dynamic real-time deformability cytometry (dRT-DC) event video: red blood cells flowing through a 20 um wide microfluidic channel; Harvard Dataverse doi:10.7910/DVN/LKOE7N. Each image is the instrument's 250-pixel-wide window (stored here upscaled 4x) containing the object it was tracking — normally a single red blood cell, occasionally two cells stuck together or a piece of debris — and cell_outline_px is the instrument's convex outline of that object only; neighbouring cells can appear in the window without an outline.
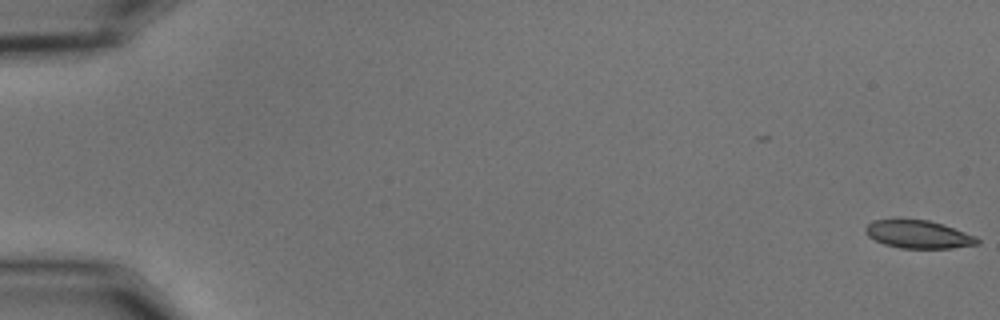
{"species": "common noctule bat (a hibernating species)", "species_latin": "Nyctalus noctula", "temperature_condition": "cold", "stored_images_in_passage": 18, "camera_frame_rate_fps": 3000, "um_per_image_px": 0.085, "animal": {"sex": "male", "body_mass_g": 15.6}, "frame": {"image": 1, "passage_image": 1, "time_ms": 0.0, "image_size_px": [1000, 320], "cell_outline_px": [[980, 244], [952, 248], [900, 248], [884, 244], [868, 236], [864, 232], [864, 228], [872, 220], [900, 216], [928, 220], [944, 224], [976, 236], [980, 240]], "centroid_in_image_um": [78.02, 19.87], "position_along_channel_um": 7.0, "area_um2": 19.02}}
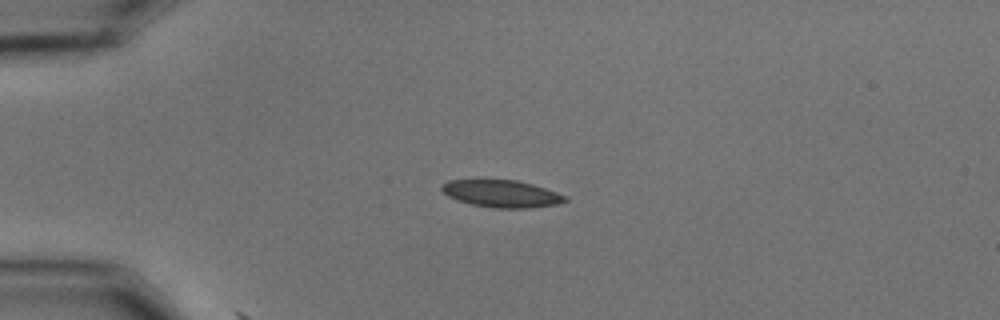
{"frame": {"image": 2, "passage_image": 15, "time_ms": 4.667, "image_size_px": [1000, 320], "cell_outline_px": [[568, 200], [556, 204], [532, 208], [492, 208], [472, 204], [456, 200], [448, 196], [440, 188], [448, 180], [516, 180], [532, 184], [568, 196]], "centroid_in_image_um": [42.65, 16.47], "position_along_channel_um": 42.4, "area_um2": 19.48}}